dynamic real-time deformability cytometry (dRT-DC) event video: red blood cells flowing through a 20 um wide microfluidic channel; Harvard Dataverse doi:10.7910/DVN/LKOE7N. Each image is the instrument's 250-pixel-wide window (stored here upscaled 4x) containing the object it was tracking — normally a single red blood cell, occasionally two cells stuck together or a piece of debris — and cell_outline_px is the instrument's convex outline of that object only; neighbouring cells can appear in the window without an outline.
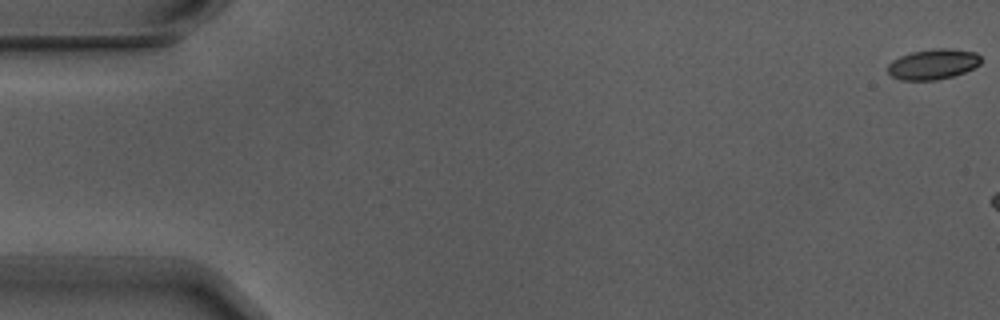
{"species": "Egyptian fruit bat (a non-hibernating species)", "species_latin": "Rousettus aegyptiacus", "temperature_condition": "warm", "stored_images_in_passage": 4, "camera_frame_rate_fps": 3000, "um_per_image_px": 0.085, "animal": {"sex": "male"}, "frame": {"image": 1, "passage_image": 1, "time_ms": 0.0, "image_size_px": [1000, 320], "cell_outline_px": [[980, 64], [964, 72], [952, 76], [936, 80], [900, 80], [892, 76], [888, 72], [888, 64], [892, 60], [900, 56], [912, 52], [936, 48], [944, 48], [976, 52], [980, 56]], "centroid_in_image_um": [79.29, 5.46], "position_along_channel_um": 5.7, "area_um2": 16.36}}